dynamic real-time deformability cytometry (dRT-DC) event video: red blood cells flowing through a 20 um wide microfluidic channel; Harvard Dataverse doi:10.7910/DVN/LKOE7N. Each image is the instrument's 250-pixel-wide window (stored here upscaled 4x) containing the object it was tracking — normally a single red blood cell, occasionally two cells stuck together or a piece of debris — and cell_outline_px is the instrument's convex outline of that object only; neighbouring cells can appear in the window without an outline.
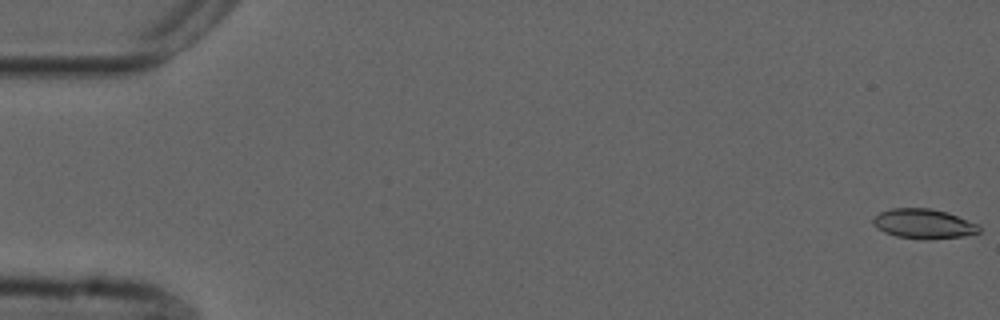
{"species": "common noctule bat (a hibernating species)", "species_latin": "Nyctalus noctula", "temperature_condition": "cold", "stored_images_in_passage": 55, "camera_frame_rate_fps": 3000, "um_per_image_px": 0.085, "animal": {"sex": "male", "forearm_length_mm": 52.5}, "frame": {"image": 1, "passage_image": 1, "time_ms": 0.0, "image_size_px": [1000, 320], "cell_outline_px": [[980, 232], [964, 236], [896, 236], [884, 232], [872, 224], [872, 220], [880, 212], [892, 208], [932, 208], [948, 212], [980, 224]], "centroid_in_image_um": [78.52, 18.95], "position_along_channel_um": 6.5, "area_um2": 17.57}}
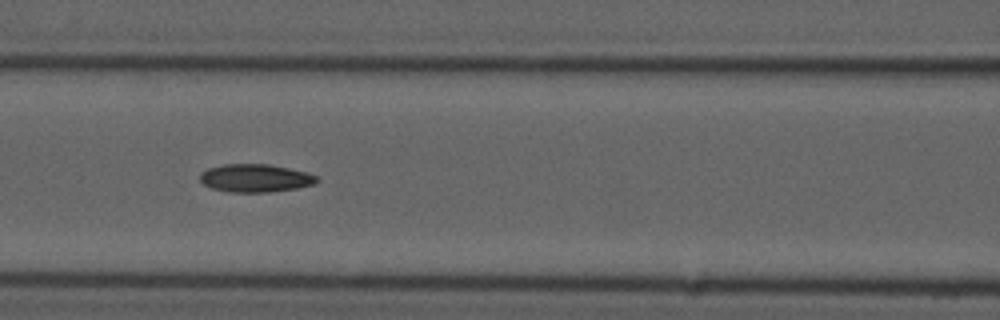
{"frame": {"image": 2, "passage_image": 24, "time_ms": 7.667, "image_size_px": [1000, 320], "cell_outline_px": [[320, 180], [312, 184], [296, 188], [268, 192], [228, 192], [212, 188], [204, 184], [200, 180], [200, 172], [208, 168], [224, 164], [268, 164], [288, 168], [304, 172], [316, 176]], "centroid_in_image_um": [21.66, 15.14], "position_along_channel_um": 144.9, "area_um2": 18.9}}
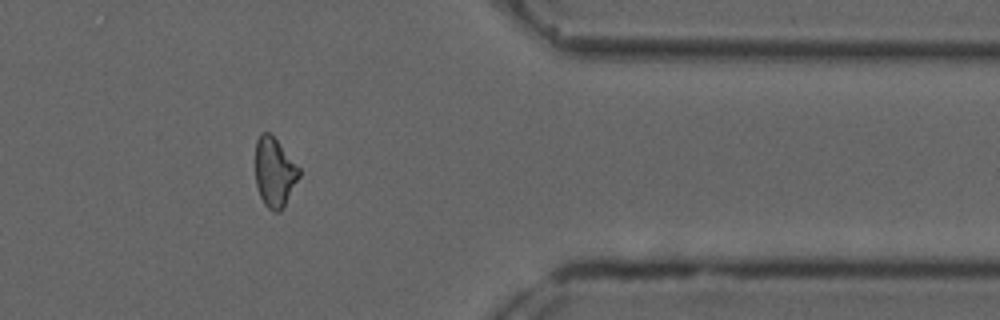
{"frame": {"image": 3, "passage_image": 45, "time_ms": 14.667, "image_size_px": [1000, 320], "cell_outline_px": [[300, 176], [284, 208], [280, 212], [272, 212], [264, 204], [260, 196], [256, 184], [256, 140], [260, 132], [268, 132], [276, 140], [300, 168]], "centroid_in_image_um": [23.34, 14.68], "position_along_channel_um": 388.1, "area_um2": 17.69}, "authors_computed_cell_mechanics": {"area_um2": 18.496, "velocity_mm_per_s": 3.7456, "shape_relaxation_time_tau1_ms": null, "shape_relaxation_time_tau2_ms": 5.8166, "deformation_change_tau1": null, "deformation_change_tau2": 0.1339}}